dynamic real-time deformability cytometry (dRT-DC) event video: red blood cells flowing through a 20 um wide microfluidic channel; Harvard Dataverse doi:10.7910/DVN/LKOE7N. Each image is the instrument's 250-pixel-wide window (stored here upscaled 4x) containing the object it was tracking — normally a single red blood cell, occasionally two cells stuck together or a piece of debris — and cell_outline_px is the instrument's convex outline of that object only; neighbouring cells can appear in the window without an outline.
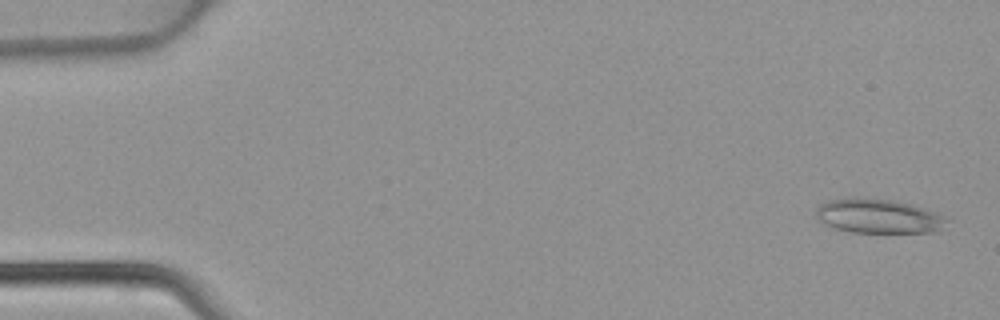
{"species": "common noctule bat (a hibernating species)", "species_latin": "Nyctalus noctula", "temperature_condition": "warm", "stored_images_in_passage": 46, "camera_frame_rate_fps": 3000, "um_per_image_px": 0.085, "animal": {"sex": "female", "body_mass_g": 22.7, "forearm_length_mm": 54.2}, "frame": {"image": 1, "passage_image": 2, "time_ms": 0.333, "image_size_px": [1000, 320], "cell_outline_px": [[952, 220], [940, 232], [852, 232], [832, 228], [824, 224], [816, 216], [816, 208], [820, 204], [828, 200], [848, 196], [856, 196], [892, 200], [912, 204], [940, 212], [948, 216]], "centroid_in_image_um": [74.74, 18.35], "position_along_channel_um": 10.3, "area_um2": 27.11}}
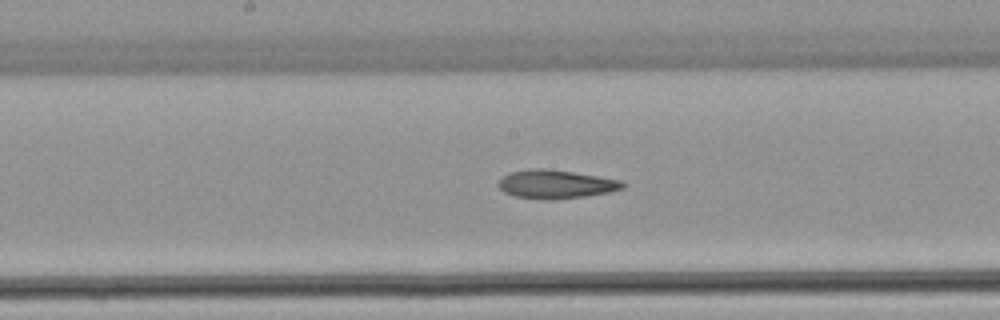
{"frame": {"image": 2, "passage_image": 24, "time_ms": 7.667, "image_size_px": [1000, 320], "cell_outline_px": [[628, 184], [624, 188], [608, 192], [584, 196], [552, 200], [544, 200], [516, 196], [504, 192], [496, 184], [504, 176], [512, 172], [532, 168], [544, 168], [572, 172], [620, 180]], "centroid_in_image_um": [47.24, 15.66], "position_along_channel_um": 201.0, "area_um2": 20.52}}
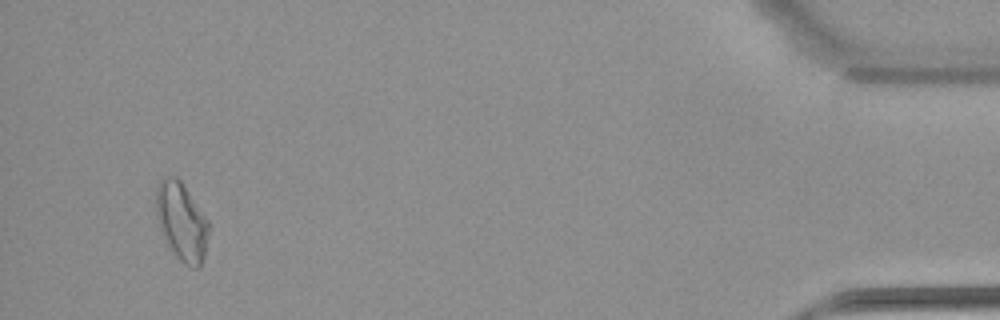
{"frame": {"image": 3, "passage_image": 44, "time_ms": 14.333, "image_size_px": [1000, 320], "cell_outline_px": [[208, 232], [204, 256], [200, 264], [196, 268], [192, 268], [184, 264], [180, 260], [168, 244], [160, 232], [156, 212], [156, 184], [160, 180], [168, 176], [176, 176], [180, 180], [208, 220]], "centroid_in_image_um": [15.41, 18.81], "position_along_channel_um": 419.8, "area_um2": 23.64}}